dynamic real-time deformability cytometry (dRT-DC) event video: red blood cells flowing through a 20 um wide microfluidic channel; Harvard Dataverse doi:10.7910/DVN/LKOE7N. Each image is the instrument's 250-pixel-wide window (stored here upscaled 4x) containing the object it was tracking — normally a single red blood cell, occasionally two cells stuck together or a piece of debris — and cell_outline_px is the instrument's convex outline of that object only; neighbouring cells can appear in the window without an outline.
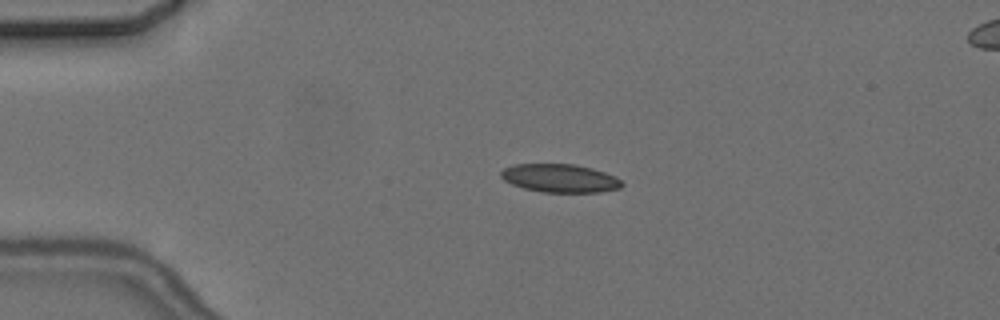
{"species": "common noctule bat (a hibernating species)", "species_latin": "Nyctalus noctula", "temperature_condition": "cold", "stored_images_in_passage": 4, "camera_frame_rate_fps": 3000, "um_per_image_px": 0.085, "animal": {"sex": "female", "body_mass_g": 24.6, "forearm_length_mm": 56.2}, "frame": {"image": 1, "passage_image": 2, "time_ms": 2.0, "image_size_px": [1000, 320], "cell_outline_px": [[624, 184], [620, 188], [600, 192], [540, 192], [524, 188], [512, 184], [504, 180], [500, 176], [500, 172], [504, 168], [512, 164], [576, 164], [592, 168], [616, 176]], "centroid_in_image_um": [47.59, 15.14], "position_along_channel_um": 37.4, "area_um2": 20.06}}